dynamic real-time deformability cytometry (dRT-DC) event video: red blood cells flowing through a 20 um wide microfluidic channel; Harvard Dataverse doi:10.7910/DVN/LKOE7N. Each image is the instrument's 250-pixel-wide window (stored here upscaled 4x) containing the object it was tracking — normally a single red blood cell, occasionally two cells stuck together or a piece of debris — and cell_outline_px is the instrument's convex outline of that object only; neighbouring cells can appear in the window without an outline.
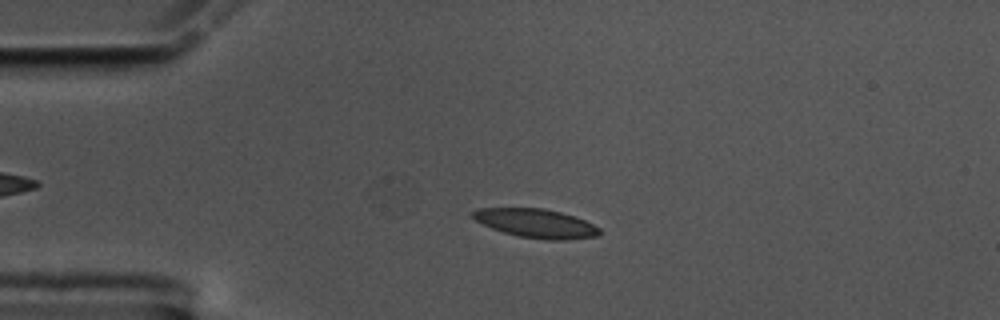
{"species": "common noctule bat (a hibernating species)", "species_latin": "Nyctalus noctula", "temperature_condition": "cold", "stored_images_in_passage": 57, "camera_frame_rate_fps": 3000, "um_per_image_px": 0.085, "animal": {"sex": "male", "body_mass_g": 17.5, "forearm_length_mm": 52.3}, "frame": {"image": 1, "passage_image": 13, "time_ms": 4.0, "image_size_px": [1000, 320], "cell_outline_px": [[600, 232], [596, 236], [564, 240], [548, 240], [516, 236], [492, 228], [476, 220], [472, 216], [472, 212], [480, 208], [544, 208], [560, 212], [584, 220], [600, 228]], "centroid_in_image_um": [45.56, 18.98], "position_along_channel_um": 39.4, "area_um2": 21.04}}
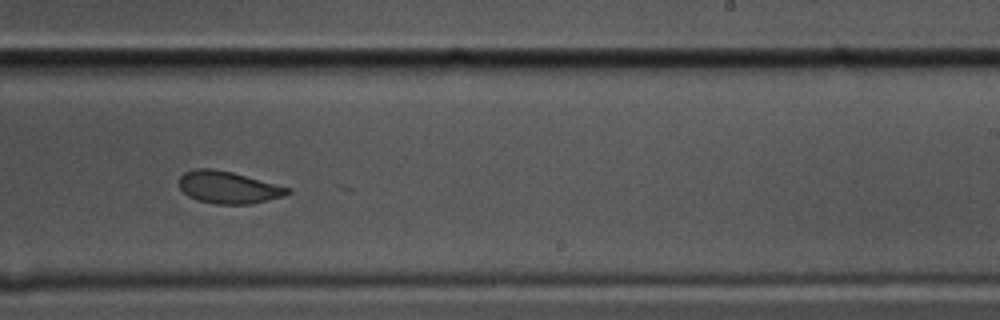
{"frame": {"image": 2, "passage_image": 35, "time_ms": 11.333, "image_size_px": [1000, 320], "cell_outline_px": [[292, 192], [284, 196], [248, 204], [216, 204], [200, 200], [188, 196], [180, 188], [180, 176], [184, 172], [196, 168], [212, 168], [232, 172], [292, 188]], "centroid_in_image_um": [19.43, 15.91], "position_along_channel_um": 269.6, "area_um2": 20.23}}
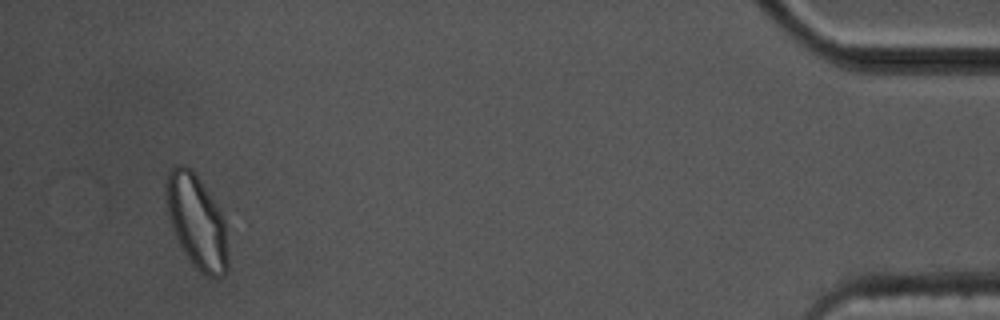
{"frame": {"image": 3, "passage_image": 54, "time_ms": 17.667, "image_size_px": [1000, 320], "cell_outline_px": [[228, 272], [224, 276], [216, 280], [200, 272], [192, 264], [184, 252], [176, 236], [168, 216], [164, 196], [164, 188], [168, 168], [176, 164], [184, 164], [196, 176], [216, 204], [224, 220], [228, 260]], "centroid_in_image_um": [16.69, 18.86], "position_along_channel_um": 418.5, "area_um2": 33.81}, "authors_computed_cell_mechanics": {"area_um2": 21.0392, "velocity_mm_per_s": 3.5188, "shape_relaxation_time_tau1_ms": 5.5464, "shape_relaxation_time_tau2_ms": 2.2191, "deformation_change_tau1": 0.1451, "deformation_change_tau2": 0.051}}